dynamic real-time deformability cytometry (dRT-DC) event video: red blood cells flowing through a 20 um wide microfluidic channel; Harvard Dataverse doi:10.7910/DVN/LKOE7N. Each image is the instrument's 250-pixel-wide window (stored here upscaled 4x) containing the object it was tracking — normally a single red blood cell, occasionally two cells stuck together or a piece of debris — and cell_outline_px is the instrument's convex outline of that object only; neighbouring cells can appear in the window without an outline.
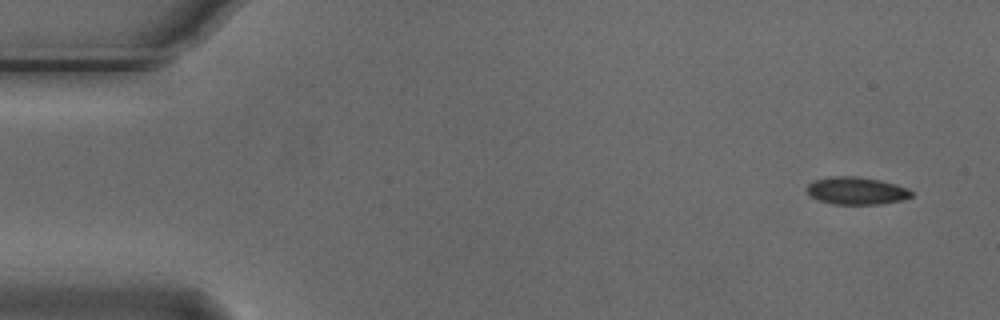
{"species": "Egyptian fruit bat (a non-hibernating species)", "species_latin": "Rousettus aegyptiacus", "temperature_condition": "cold", "stored_images_in_passage": 5, "camera_frame_rate_fps": 3000, "um_per_image_px": 0.085, "animal": {"sex": "male"}, "frame": {"image": 1, "passage_image": 1, "time_ms": 0.0, "image_size_px": [1000, 320], "cell_outline_px": [[912, 196], [900, 200], [880, 204], [832, 204], [820, 200], [812, 196], [808, 192], [808, 184], [812, 180], [832, 176], [860, 176], [880, 180], [896, 184], [908, 188], [912, 192]], "centroid_in_image_um": [72.8, 16.2], "position_along_channel_um": 12.2, "area_um2": 16.7}}
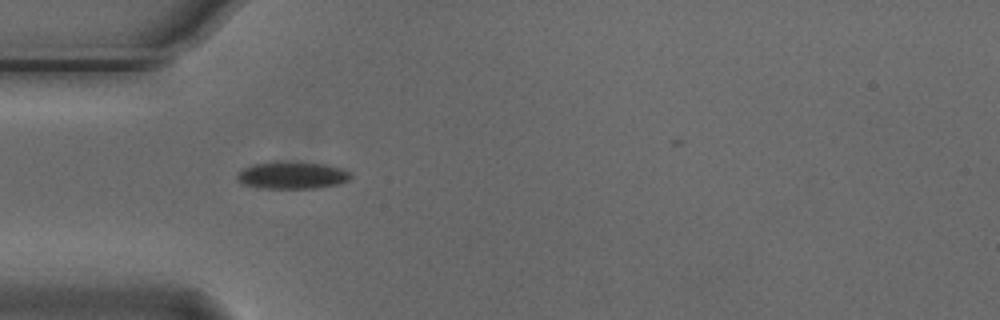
{"frame": {"image": 2, "passage_image": 4, "time_ms": 1.0, "image_size_px": [1000, 320], "cell_outline_px": [[352, 176], [348, 180], [340, 184], [316, 188], [260, 188], [240, 184], [236, 180], [236, 176], [244, 168], [252, 164], [276, 160], [324, 164], [340, 168], [348, 172]], "centroid_in_image_um": [24.77, 14.89], "position_along_channel_um": 60.2, "area_um2": 18.26}}
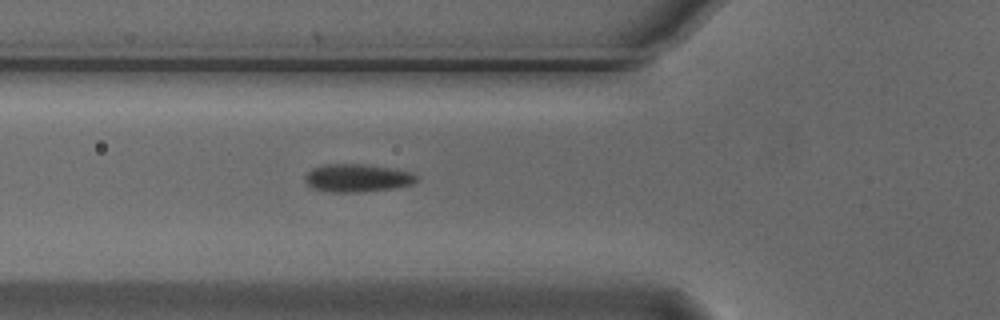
{"frame": {"image": 3, "passage_image": 5, "time_ms": 1.333, "image_size_px": [1000, 320], "cell_outline_px": [[416, 180], [412, 184], [392, 188], [356, 192], [332, 192], [312, 188], [304, 180], [304, 176], [312, 168], [324, 164], [364, 164], [392, 168], [412, 172], [416, 176]], "centroid_in_image_um": [30.33, 15.12], "position_along_channel_um": 95.5, "area_um2": 18.03}}